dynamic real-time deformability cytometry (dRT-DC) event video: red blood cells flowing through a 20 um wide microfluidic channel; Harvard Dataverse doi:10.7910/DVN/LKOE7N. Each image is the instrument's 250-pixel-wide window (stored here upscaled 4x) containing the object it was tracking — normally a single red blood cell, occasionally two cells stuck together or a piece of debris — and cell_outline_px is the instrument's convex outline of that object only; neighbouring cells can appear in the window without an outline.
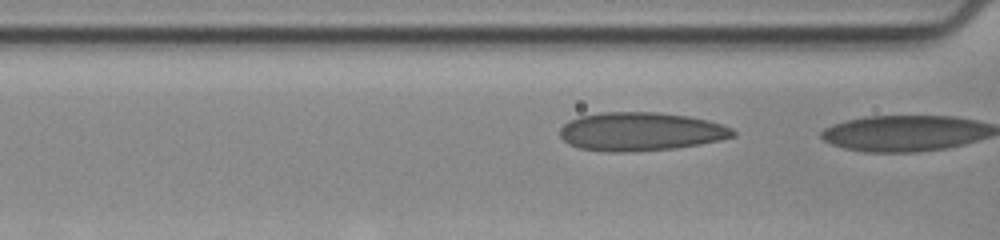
{"species": "human", "species_latin": "Homo sapiens", "temperature_condition": "cold", "stored_images_in_passage": 8, "camera_frame_rate_fps": 3000, "um_per_image_px": 0.085, "donor": {"sex": "female"}, "frame": {"image": 1, "passage_image": 7, "time_ms": 2.0, "image_size_px": [1000, 240], "cell_outline_px": [[736, 136], [720, 140], [700, 144], [676, 148], [632, 152], [608, 152], [580, 148], [568, 144], [560, 136], [560, 128], [568, 120], [580, 116], [600, 112], [656, 112], [688, 116], [708, 120], [732, 128], [736, 132]], "centroid_in_image_um": [54.45, 11.18], "position_along_channel_um": 112.2, "area_um2": 39.07}}